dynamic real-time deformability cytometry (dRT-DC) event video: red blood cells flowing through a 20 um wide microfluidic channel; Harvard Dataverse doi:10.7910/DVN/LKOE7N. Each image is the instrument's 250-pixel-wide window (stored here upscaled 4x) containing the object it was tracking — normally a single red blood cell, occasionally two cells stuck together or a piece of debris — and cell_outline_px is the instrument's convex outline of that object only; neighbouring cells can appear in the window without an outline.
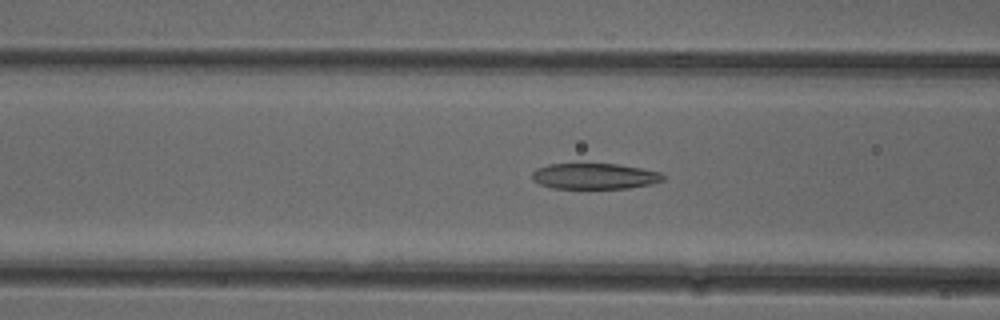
{"species": "common noctule bat (a hibernating species)", "species_latin": "Nyctalus noctula", "temperature_condition": "cold", "stored_images_in_passage": 51, "camera_frame_rate_fps": 3000, "um_per_image_px": 0.085, "animal": {"sex": "female"}, "frame": {"image": 1, "passage_image": 20, "time_ms": 6.333, "image_size_px": [1000, 320], "cell_outline_px": [[664, 180], [652, 184], [628, 188], [552, 188], [540, 184], [532, 180], [532, 172], [536, 168], [548, 164], [616, 164], [640, 168], [660, 172], [664, 176]], "centroid_in_image_um": [50.52, 14.98], "position_along_channel_um": 116.1, "area_um2": 19.65}}
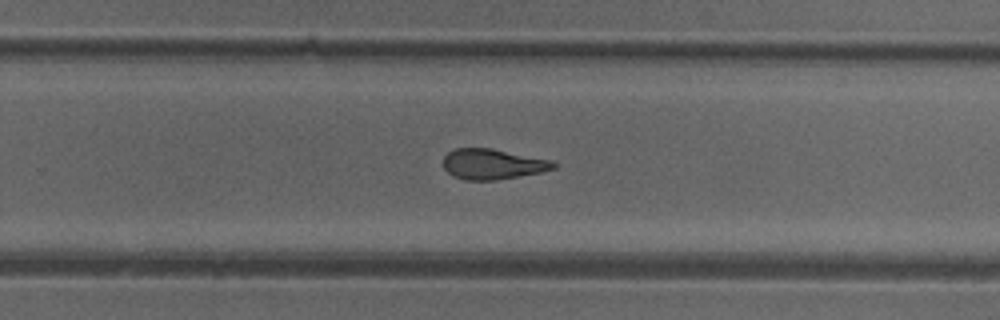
{"frame": {"image": 2, "passage_image": 33, "time_ms": 10.667, "image_size_px": [1000, 320], "cell_outline_px": [[556, 168], [540, 172], [496, 180], [464, 180], [452, 176], [444, 168], [444, 156], [452, 148], [492, 148], [552, 160], [556, 164]], "centroid_in_image_um": [41.85, 13.94], "position_along_channel_um": 287.9, "area_um2": 19.59}}
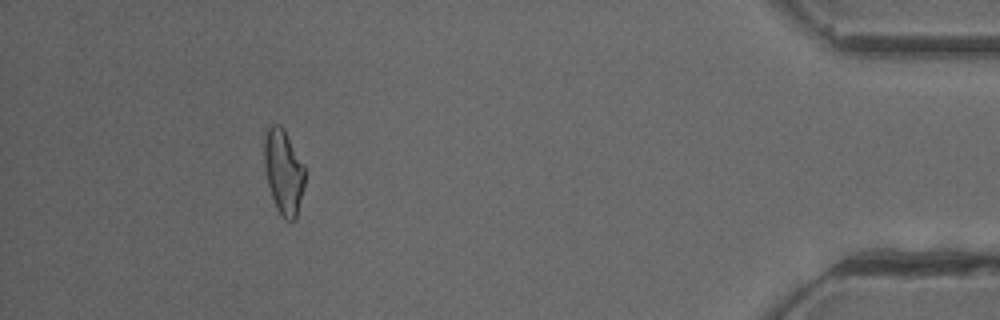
{"frame": {"image": 3, "passage_image": 47, "time_ms": 15.333, "image_size_px": [1000, 320], "cell_outline_px": [[304, 184], [296, 220], [284, 220], [276, 208], [268, 184], [264, 168], [264, 136], [268, 128], [272, 124], [280, 124], [284, 128], [304, 164]], "centroid_in_image_um": [24.09, 14.58], "position_along_channel_um": 411.1, "area_um2": 20.17}, "authors_computed_cell_mechanics": {"area_um2": 20.6346, "velocity_mm_per_s": 3.9758, "shape_relaxation_time_tau1_ms": null, "shape_relaxation_time_tau2_ms": 3.4495, "deformation_change_tau1": null, "deformation_change_tau2": 0.1162}}